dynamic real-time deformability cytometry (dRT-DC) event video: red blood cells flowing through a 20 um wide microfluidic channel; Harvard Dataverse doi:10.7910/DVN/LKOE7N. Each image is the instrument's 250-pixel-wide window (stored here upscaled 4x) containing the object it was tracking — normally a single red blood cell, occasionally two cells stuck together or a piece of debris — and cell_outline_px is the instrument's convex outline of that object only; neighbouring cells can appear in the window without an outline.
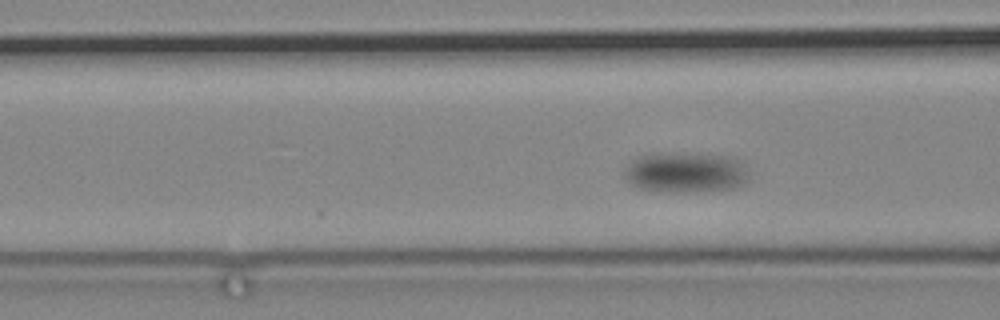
{"species": "common noctule bat (a hibernating species)", "species_latin": "Nyctalus noctula", "temperature_condition": "cold", "stored_images_in_passage": 71, "camera_frame_rate_fps": 3000, "um_per_image_px": 0.085, "animal": {"sex": "male", "body_mass_g": 19.2, "forearm_length_mm": 51.8}, "frame": {"image": 1, "passage_image": 12, "time_ms": 3.667, "image_size_px": [1000, 320], "cell_outline_px": [[748, 180], [744, 184], [732, 188], [688, 192], [668, 192], [640, 188], [632, 184], [624, 176], [624, 168], [632, 160], [640, 156], [652, 152], [672, 152], [732, 156], [740, 160], [748, 176]], "centroid_in_image_um": [58.25, 14.63], "position_along_channel_um": 108.3, "area_um2": 29.59}}
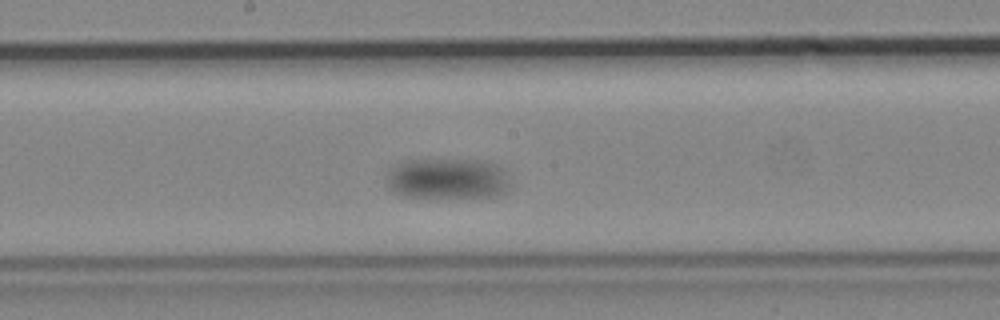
{"frame": {"image": 2, "passage_image": 27, "time_ms": 8.667, "image_size_px": [1000, 320], "cell_outline_px": [[508, 188], [504, 192], [496, 196], [404, 196], [396, 192], [388, 184], [384, 176], [388, 168], [392, 164], [404, 160], [484, 160], [496, 164], [504, 168], [508, 184]], "centroid_in_image_um": [37.99, 15.14], "position_along_channel_um": 210.2, "area_um2": 29.25}}
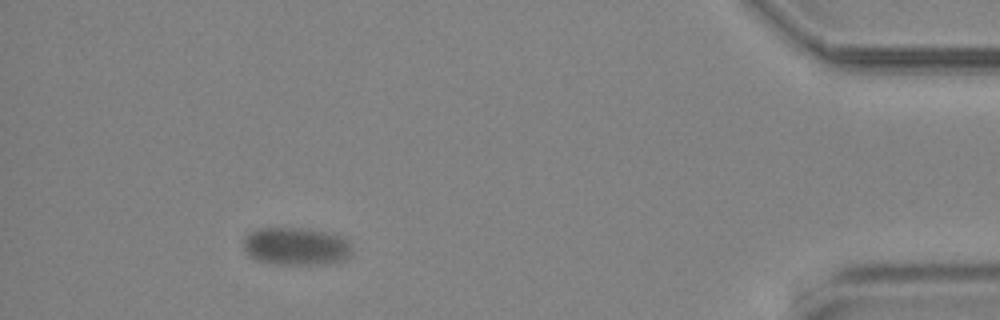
{"frame": {"image": 3, "passage_image": 63, "time_ms": 20.667, "image_size_px": [1000, 320], "cell_outline_px": [[352, 252], [344, 260], [328, 264], [280, 264], [256, 260], [248, 256], [244, 252], [244, 236], [248, 232], [256, 228], [300, 228], [324, 232], [340, 236], [348, 240], [352, 248]], "centroid_in_image_um": [25.13, 20.94], "position_along_channel_um": 410.1, "area_um2": 24.04}}